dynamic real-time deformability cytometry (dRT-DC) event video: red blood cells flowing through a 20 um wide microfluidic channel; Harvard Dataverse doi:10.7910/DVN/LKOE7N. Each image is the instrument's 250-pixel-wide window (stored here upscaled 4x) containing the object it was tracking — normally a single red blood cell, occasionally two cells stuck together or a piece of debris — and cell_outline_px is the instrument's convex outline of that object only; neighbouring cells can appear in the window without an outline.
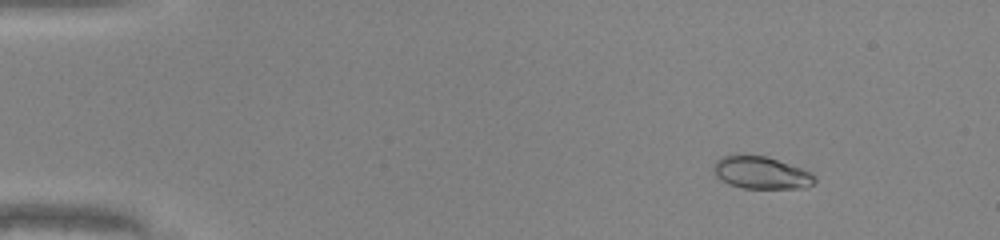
{"species": "common noctule bat (a hibernating species)", "species_latin": "Nyctalus noctula", "temperature_condition": "warm", "stored_images_in_passage": 49, "camera_frame_rate_fps": 3000, "um_per_image_px": 0.085, "animal": {"sex": "male", "body_mass_g": 20.0, "forearm_length_mm": 53.3}, "frame": {"image": 1, "passage_image": 6, "time_ms": 1.667, "image_size_px": [1000, 240], "cell_outline_px": [[816, 180], [812, 184], [804, 188], [744, 188], [728, 184], [716, 176], [712, 168], [716, 160], [724, 156], [736, 152], [744, 152], [764, 156], [800, 168], [816, 176]], "centroid_in_image_um": [64.62, 14.65], "position_along_channel_um": 20.4, "area_um2": 19.31}}
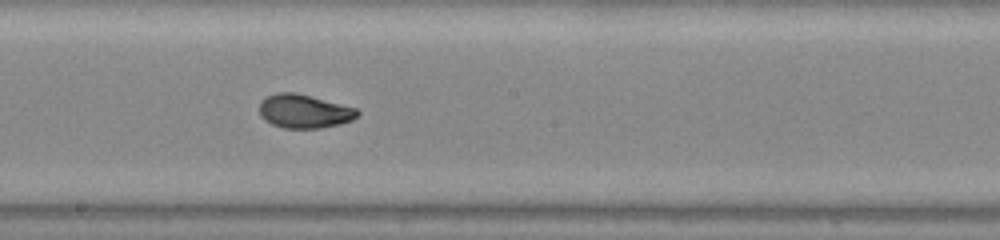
{"frame": {"image": 2, "passage_image": 28, "time_ms": 9.0, "image_size_px": [1000, 240], "cell_outline_px": [[360, 116], [352, 120], [340, 124], [320, 128], [284, 128], [272, 124], [264, 120], [260, 116], [260, 100], [276, 92], [296, 92], [356, 108], [360, 112]], "centroid_in_image_um": [25.86, 9.45], "position_along_channel_um": 222.3, "area_um2": 19.36}}
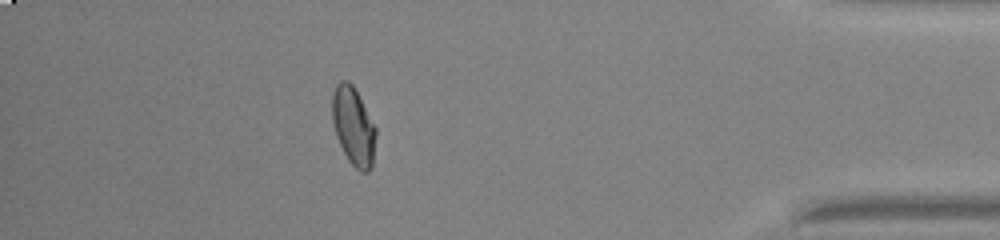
{"frame": {"image": 3, "passage_image": 44, "time_ms": 14.333, "image_size_px": [1000, 240], "cell_outline_px": [[376, 136], [372, 168], [368, 172], [360, 172], [348, 160], [336, 136], [332, 120], [332, 96], [336, 84], [340, 80], [348, 80], [352, 84], [376, 128]], "centroid_in_image_um": [30.04, 10.75], "position_along_channel_um": 405.2, "area_um2": 19.83}, "authors_computed_cell_mechanics": {"area_um2": 19.2474, "velocity_mm_per_s": 4.2291, "shape_relaxation_time_tau1_ms": 4.8383, "shape_relaxation_time_tau2_ms": null, "deformation_change_tau1": 0.201, "deformation_change_tau2": null}}